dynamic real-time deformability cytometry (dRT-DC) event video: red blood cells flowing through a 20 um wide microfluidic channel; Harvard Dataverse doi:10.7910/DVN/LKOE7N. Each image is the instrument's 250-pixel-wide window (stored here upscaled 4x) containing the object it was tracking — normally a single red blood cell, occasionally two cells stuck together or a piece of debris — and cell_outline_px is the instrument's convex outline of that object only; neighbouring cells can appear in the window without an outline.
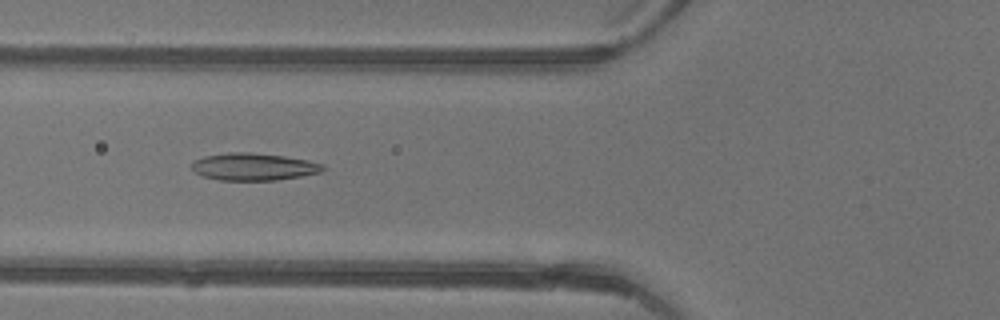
{"species": "common noctule bat (a hibernating species)", "species_latin": "Nyctalus noctula", "temperature_condition": "warm", "stored_images_in_passage": 41, "camera_frame_rate_fps": 3000, "um_per_image_px": 0.085, "animal": {"sex": "female"}, "frame": {"image": 1, "passage_image": 13, "time_ms": 4.0, "image_size_px": [1000, 320], "cell_outline_px": [[324, 168], [320, 172], [300, 176], [276, 180], [220, 180], [204, 176], [196, 172], [192, 168], [192, 164], [196, 160], [204, 156], [232, 152], [248, 152], [284, 156], [308, 160], [324, 164]], "centroid_in_image_um": [21.58, 14.17], "position_along_channel_um": 104.2, "area_um2": 20.58}}
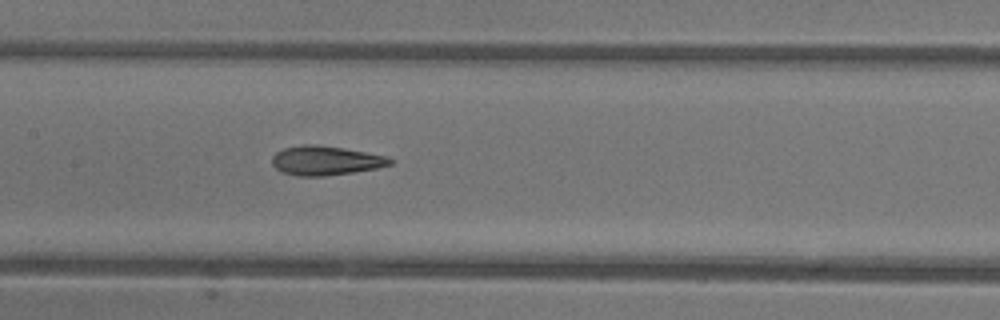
{"frame": {"image": 2, "passage_image": 18, "time_ms": 5.667, "image_size_px": [1000, 320], "cell_outline_px": [[392, 164], [376, 168], [352, 172], [324, 176], [296, 176], [280, 172], [272, 164], [272, 156], [276, 152], [284, 148], [304, 144], [316, 144], [344, 148], [388, 156], [392, 160]], "centroid_in_image_um": [27.65, 13.64], "position_along_channel_um": 179.8, "area_um2": 20.17}}
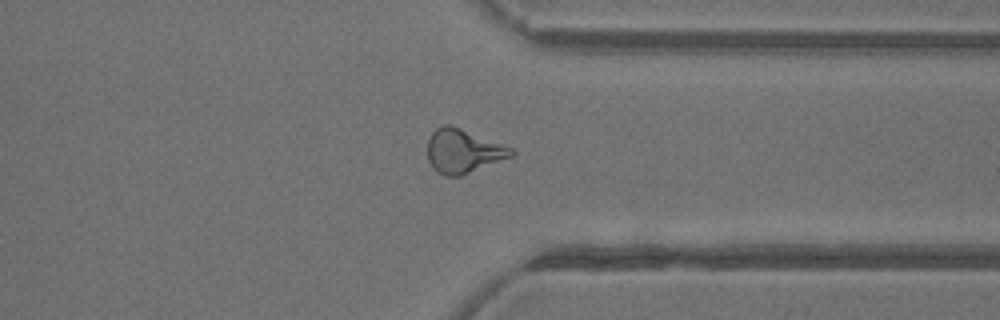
{"frame": {"image": 3, "passage_image": 31, "time_ms": 10.0, "image_size_px": [1000, 320], "cell_outline_px": [[516, 152], [512, 156], [460, 176], [444, 176], [436, 172], [432, 168], [428, 160], [428, 140], [432, 132], [436, 128], [444, 124], [452, 124], [512, 148]], "centroid_in_image_um": [39.34, 12.83], "position_along_channel_um": 372.1, "area_um2": 21.44}, "authors_computed_cell_mechanics": {"area_um2": 20.5768, "velocity_mm_per_s": 4.4842, "shape_relaxation_time_tau1_ms": 4.9433, "shape_relaxation_time_tau2_ms": 1.3973, "deformation_change_tau1": 0.1878, "deformation_change_tau2": 0.1084}}